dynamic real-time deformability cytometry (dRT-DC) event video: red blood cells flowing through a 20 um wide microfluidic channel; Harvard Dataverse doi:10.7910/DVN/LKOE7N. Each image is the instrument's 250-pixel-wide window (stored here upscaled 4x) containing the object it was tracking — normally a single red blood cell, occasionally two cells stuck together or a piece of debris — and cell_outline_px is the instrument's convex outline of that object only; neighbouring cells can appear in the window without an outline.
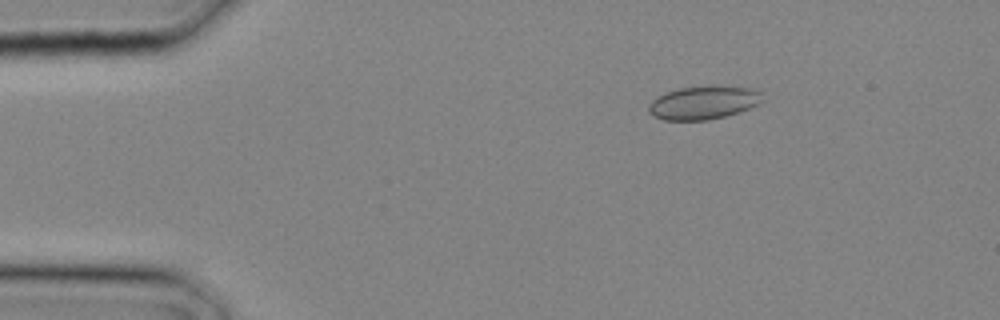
{"species": "common noctule bat (a hibernating species)", "species_latin": "Nyctalus noctula", "temperature_condition": "cold", "stored_images_in_passage": 3, "camera_frame_rate_fps": 3000, "um_per_image_px": 0.085, "animal": {"sex": "male", "body_mass_g": 20.4}, "frame": {"image": 1, "passage_image": 1, "time_ms": 0.0, "image_size_px": [1000, 320], "cell_outline_px": [[764, 100], [740, 112], [708, 120], [664, 120], [652, 116], [648, 112], [648, 104], [656, 96], [664, 92], [680, 88], [764, 88]], "centroid_in_image_um": [59.79, 8.75], "position_along_channel_um": 25.2, "area_um2": 21.85}}